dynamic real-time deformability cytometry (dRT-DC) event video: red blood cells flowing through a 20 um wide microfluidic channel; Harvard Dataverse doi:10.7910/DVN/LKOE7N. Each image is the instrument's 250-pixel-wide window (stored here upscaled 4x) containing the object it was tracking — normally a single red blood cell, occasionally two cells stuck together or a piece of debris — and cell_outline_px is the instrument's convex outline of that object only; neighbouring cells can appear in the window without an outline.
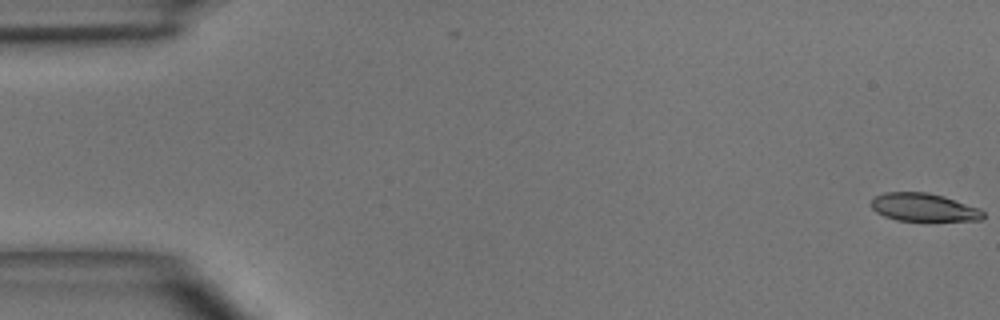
{"species": "common noctule bat (a hibernating species)", "species_latin": "Nyctalus noctula", "temperature_condition": "room temperature", "stored_images_in_passage": 3, "segment_of_instrument_passage": [2, 2], "camera_frame_rate_fps": 3000, "um_per_image_px": 0.085, "animal": {"sex": "male", "body_mass_g": 15.6}, "frame": {"image": 1, "passage_image": 3, "time_ms": 2.333, "image_size_px": [1000, 320], "cell_outline_px": [[984, 216], [980, 220], [896, 220], [884, 216], [876, 212], [872, 208], [872, 200], [876, 196], [884, 192], [928, 192], [944, 196], [980, 208], [984, 212]], "centroid_in_image_um": [78.52, 17.61], "position_along_channel_um": 6.5, "area_um2": 18.15}}